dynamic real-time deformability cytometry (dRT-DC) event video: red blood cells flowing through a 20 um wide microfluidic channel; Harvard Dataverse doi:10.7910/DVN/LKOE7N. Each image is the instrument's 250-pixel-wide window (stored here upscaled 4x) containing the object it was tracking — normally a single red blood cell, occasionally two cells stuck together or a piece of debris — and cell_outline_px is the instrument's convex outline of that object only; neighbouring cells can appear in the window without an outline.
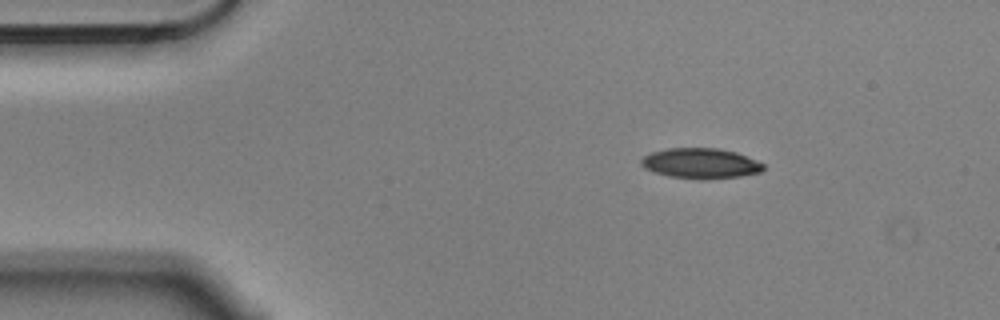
{"species": "Egyptian fruit bat (a non-hibernating species)", "species_latin": "Rousettus aegyptiacus", "temperature_condition": "cold", "stored_images_in_passage": 3, "camera_frame_rate_fps": 3000, "um_per_image_px": 0.085, "animal": {"sex": "male"}, "frame": {"image": 1, "passage_image": 1, "time_ms": 0.0, "image_size_px": [1000, 320], "cell_outline_px": [[764, 168], [760, 172], [740, 176], [700, 180], [668, 176], [644, 168], [640, 164], [640, 160], [644, 156], [652, 152], [668, 148], [716, 148], [736, 152], [756, 160], [764, 164]], "centroid_in_image_um": [59.54, 13.89], "position_along_channel_um": 25.5, "area_um2": 21.56}}